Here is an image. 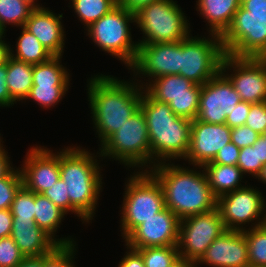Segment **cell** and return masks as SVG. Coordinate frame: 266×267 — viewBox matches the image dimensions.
<instances>
[{
    "label": "cell",
    "instance_id": "680465c9",
    "mask_svg": "<svg viewBox=\"0 0 266 267\" xmlns=\"http://www.w3.org/2000/svg\"><path fill=\"white\" fill-rule=\"evenodd\" d=\"M1 143H3V141H2V139H1V134H0V151L4 148V147H3V144H1Z\"/></svg>",
    "mask_w": 266,
    "mask_h": 267
},
{
    "label": "cell",
    "instance_id": "44dd1931",
    "mask_svg": "<svg viewBox=\"0 0 266 267\" xmlns=\"http://www.w3.org/2000/svg\"><path fill=\"white\" fill-rule=\"evenodd\" d=\"M11 238L25 257L47 255L59 245L34 219L13 217Z\"/></svg>",
    "mask_w": 266,
    "mask_h": 267
},
{
    "label": "cell",
    "instance_id": "db71d44e",
    "mask_svg": "<svg viewBox=\"0 0 266 267\" xmlns=\"http://www.w3.org/2000/svg\"><path fill=\"white\" fill-rule=\"evenodd\" d=\"M4 37L5 35L3 38H0V65L6 63L8 57L10 56V44L7 42L5 43Z\"/></svg>",
    "mask_w": 266,
    "mask_h": 267
},
{
    "label": "cell",
    "instance_id": "ee69618b",
    "mask_svg": "<svg viewBox=\"0 0 266 267\" xmlns=\"http://www.w3.org/2000/svg\"><path fill=\"white\" fill-rule=\"evenodd\" d=\"M250 106L251 103L240 101L231 111V114L227 115L225 124L230 128L245 125Z\"/></svg>",
    "mask_w": 266,
    "mask_h": 267
},
{
    "label": "cell",
    "instance_id": "4fadbf2b",
    "mask_svg": "<svg viewBox=\"0 0 266 267\" xmlns=\"http://www.w3.org/2000/svg\"><path fill=\"white\" fill-rule=\"evenodd\" d=\"M220 71L230 80L241 101L266 102V58L234 57L225 53Z\"/></svg>",
    "mask_w": 266,
    "mask_h": 267
},
{
    "label": "cell",
    "instance_id": "9c48e42d",
    "mask_svg": "<svg viewBox=\"0 0 266 267\" xmlns=\"http://www.w3.org/2000/svg\"><path fill=\"white\" fill-rule=\"evenodd\" d=\"M208 36L202 38V35L193 37L190 34L180 41V72L178 75L198 85L208 82L220 71L225 54L220 35L209 33Z\"/></svg>",
    "mask_w": 266,
    "mask_h": 267
},
{
    "label": "cell",
    "instance_id": "5bb4252c",
    "mask_svg": "<svg viewBox=\"0 0 266 267\" xmlns=\"http://www.w3.org/2000/svg\"><path fill=\"white\" fill-rule=\"evenodd\" d=\"M241 101L230 80L219 71L201 85L196 119L212 124H225L228 114Z\"/></svg>",
    "mask_w": 266,
    "mask_h": 267
},
{
    "label": "cell",
    "instance_id": "7402d4cb",
    "mask_svg": "<svg viewBox=\"0 0 266 267\" xmlns=\"http://www.w3.org/2000/svg\"><path fill=\"white\" fill-rule=\"evenodd\" d=\"M144 89L156 100L169 103L175 97L200 96L201 85L178 74L164 75L147 83Z\"/></svg>",
    "mask_w": 266,
    "mask_h": 267
},
{
    "label": "cell",
    "instance_id": "ba28073f",
    "mask_svg": "<svg viewBox=\"0 0 266 267\" xmlns=\"http://www.w3.org/2000/svg\"><path fill=\"white\" fill-rule=\"evenodd\" d=\"M176 1L159 0L135 13V25L143 33L138 44L174 43L182 41L191 33L185 13Z\"/></svg>",
    "mask_w": 266,
    "mask_h": 267
},
{
    "label": "cell",
    "instance_id": "ac0fdd59",
    "mask_svg": "<svg viewBox=\"0 0 266 267\" xmlns=\"http://www.w3.org/2000/svg\"><path fill=\"white\" fill-rule=\"evenodd\" d=\"M36 145L30 148L20 169L23 185L33 193L42 194L61 179L59 151Z\"/></svg>",
    "mask_w": 266,
    "mask_h": 267
},
{
    "label": "cell",
    "instance_id": "d4e9b609",
    "mask_svg": "<svg viewBox=\"0 0 266 267\" xmlns=\"http://www.w3.org/2000/svg\"><path fill=\"white\" fill-rule=\"evenodd\" d=\"M202 168L208 179L209 187L217 198L245 186L240 183L244 174L237 166L205 164Z\"/></svg>",
    "mask_w": 266,
    "mask_h": 267
},
{
    "label": "cell",
    "instance_id": "3957f363",
    "mask_svg": "<svg viewBox=\"0 0 266 267\" xmlns=\"http://www.w3.org/2000/svg\"><path fill=\"white\" fill-rule=\"evenodd\" d=\"M96 154L99 155L75 145L59 152L60 177L67 185L70 212L88 224L96 214V205L104 183L100 172L102 168L96 158H101V155L99 151Z\"/></svg>",
    "mask_w": 266,
    "mask_h": 267
},
{
    "label": "cell",
    "instance_id": "c3c4849f",
    "mask_svg": "<svg viewBox=\"0 0 266 267\" xmlns=\"http://www.w3.org/2000/svg\"><path fill=\"white\" fill-rule=\"evenodd\" d=\"M13 216L10 209L0 210V238L11 236Z\"/></svg>",
    "mask_w": 266,
    "mask_h": 267
},
{
    "label": "cell",
    "instance_id": "7dc6e473",
    "mask_svg": "<svg viewBox=\"0 0 266 267\" xmlns=\"http://www.w3.org/2000/svg\"><path fill=\"white\" fill-rule=\"evenodd\" d=\"M128 251L121 259L118 267H145L141 254L133 248L126 247Z\"/></svg>",
    "mask_w": 266,
    "mask_h": 267
},
{
    "label": "cell",
    "instance_id": "1f68e13d",
    "mask_svg": "<svg viewBox=\"0 0 266 267\" xmlns=\"http://www.w3.org/2000/svg\"><path fill=\"white\" fill-rule=\"evenodd\" d=\"M69 85H33L27 99L35 101L42 108L55 107L65 97Z\"/></svg>",
    "mask_w": 266,
    "mask_h": 267
},
{
    "label": "cell",
    "instance_id": "f35d334b",
    "mask_svg": "<svg viewBox=\"0 0 266 267\" xmlns=\"http://www.w3.org/2000/svg\"><path fill=\"white\" fill-rule=\"evenodd\" d=\"M24 258L11 236L0 238V267H16Z\"/></svg>",
    "mask_w": 266,
    "mask_h": 267
},
{
    "label": "cell",
    "instance_id": "9f6ffc18",
    "mask_svg": "<svg viewBox=\"0 0 266 267\" xmlns=\"http://www.w3.org/2000/svg\"><path fill=\"white\" fill-rule=\"evenodd\" d=\"M258 180H260L262 183L266 184V164L263 165L261 172L257 176Z\"/></svg>",
    "mask_w": 266,
    "mask_h": 267
},
{
    "label": "cell",
    "instance_id": "8992f818",
    "mask_svg": "<svg viewBox=\"0 0 266 267\" xmlns=\"http://www.w3.org/2000/svg\"><path fill=\"white\" fill-rule=\"evenodd\" d=\"M99 153L102 160L105 157L113 158L124 167H138V171L150 169V139L141 108L100 145Z\"/></svg>",
    "mask_w": 266,
    "mask_h": 267
},
{
    "label": "cell",
    "instance_id": "52a82bcc",
    "mask_svg": "<svg viewBox=\"0 0 266 267\" xmlns=\"http://www.w3.org/2000/svg\"><path fill=\"white\" fill-rule=\"evenodd\" d=\"M129 23H135V14L117 4L106 15L87 29V36L99 49L123 62L128 69L134 64L139 44L131 37Z\"/></svg>",
    "mask_w": 266,
    "mask_h": 267
},
{
    "label": "cell",
    "instance_id": "bcb514c9",
    "mask_svg": "<svg viewBox=\"0 0 266 267\" xmlns=\"http://www.w3.org/2000/svg\"><path fill=\"white\" fill-rule=\"evenodd\" d=\"M240 6L252 17L266 18V0H241Z\"/></svg>",
    "mask_w": 266,
    "mask_h": 267
},
{
    "label": "cell",
    "instance_id": "484cf974",
    "mask_svg": "<svg viewBox=\"0 0 266 267\" xmlns=\"http://www.w3.org/2000/svg\"><path fill=\"white\" fill-rule=\"evenodd\" d=\"M32 74V64L16 60L11 56L8 57L6 84L10 97L16 103L20 100H26L28 97L31 87L33 86Z\"/></svg>",
    "mask_w": 266,
    "mask_h": 267
},
{
    "label": "cell",
    "instance_id": "83f0119b",
    "mask_svg": "<svg viewBox=\"0 0 266 267\" xmlns=\"http://www.w3.org/2000/svg\"><path fill=\"white\" fill-rule=\"evenodd\" d=\"M61 59L62 56H53L47 62L33 65V85H70V74Z\"/></svg>",
    "mask_w": 266,
    "mask_h": 267
},
{
    "label": "cell",
    "instance_id": "603a6c76",
    "mask_svg": "<svg viewBox=\"0 0 266 267\" xmlns=\"http://www.w3.org/2000/svg\"><path fill=\"white\" fill-rule=\"evenodd\" d=\"M199 15L206 19L209 33L222 35L230 26L241 0H197Z\"/></svg>",
    "mask_w": 266,
    "mask_h": 267
},
{
    "label": "cell",
    "instance_id": "91938a15",
    "mask_svg": "<svg viewBox=\"0 0 266 267\" xmlns=\"http://www.w3.org/2000/svg\"><path fill=\"white\" fill-rule=\"evenodd\" d=\"M4 31L0 28V38H3V35H5Z\"/></svg>",
    "mask_w": 266,
    "mask_h": 267
},
{
    "label": "cell",
    "instance_id": "d590c367",
    "mask_svg": "<svg viewBox=\"0 0 266 267\" xmlns=\"http://www.w3.org/2000/svg\"><path fill=\"white\" fill-rule=\"evenodd\" d=\"M76 243L58 245L52 252L42 255V267H75Z\"/></svg>",
    "mask_w": 266,
    "mask_h": 267
},
{
    "label": "cell",
    "instance_id": "8fae6325",
    "mask_svg": "<svg viewBox=\"0 0 266 267\" xmlns=\"http://www.w3.org/2000/svg\"><path fill=\"white\" fill-rule=\"evenodd\" d=\"M265 199L262 192L250 185L218 197L217 209L226 230L244 231L250 222L251 229L266 224Z\"/></svg>",
    "mask_w": 266,
    "mask_h": 267
},
{
    "label": "cell",
    "instance_id": "f546056e",
    "mask_svg": "<svg viewBox=\"0 0 266 267\" xmlns=\"http://www.w3.org/2000/svg\"><path fill=\"white\" fill-rule=\"evenodd\" d=\"M250 267H266V224L243 231Z\"/></svg>",
    "mask_w": 266,
    "mask_h": 267
},
{
    "label": "cell",
    "instance_id": "cb8c5ba5",
    "mask_svg": "<svg viewBox=\"0 0 266 267\" xmlns=\"http://www.w3.org/2000/svg\"><path fill=\"white\" fill-rule=\"evenodd\" d=\"M66 213L58 208L43 194L35 193V214L34 221L36 224L49 234L59 245H68L76 243L73 238L63 237L55 238L57 229L65 218ZM59 227V228H58Z\"/></svg>",
    "mask_w": 266,
    "mask_h": 267
},
{
    "label": "cell",
    "instance_id": "f907efd6",
    "mask_svg": "<svg viewBox=\"0 0 266 267\" xmlns=\"http://www.w3.org/2000/svg\"><path fill=\"white\" fill-rule=\"evenodd\" d=\"M5 149L0 151V178L6 177L14 169Z\"/></svg>",
    "mask_w": 266,
    "mask_h": 267
},
{
    "label": "cell",
    "instance_id": "7c38bea8",
    "mask_svg": "<svg viewBox=\"0 0 266 267\" xmlns=\"http://www.w3.org/2000/svg\"><path fill=\"white\" fill-rule=\"evenodd\" d=\"M226 231L217 208L180 220L179 257L198 262L210 244Z\"/></svg>",
    "mask_w": 266,
    "mask_h": 267
},
{
    "label": "cell",
    "instance_id": "60d3db41",
    "mask_svg": "<svg viewBox=\"0 0 266 267\" xmlns=\"http://www.w3.org/2000/svg\"><path fill=\"white\" fill-rule=\"evenodd\" d=\"M66 186L65 182L60 179L42 194L68 214L70 212V199L67 195Z\"/></svg>",
    "mask_w": 266,
    "mask_h": 267
},
{
    "label": "cell",
    "instance_id": "4316f807",
    "mask_svg": "<svg viewBox=\"0 0 266 267\" xmlns=\"http://www.w3.org/2000/svg\"><path fill=\"white\" fill-rule=\"evenodd\" d=\"M21 35L18 37L15 49L10 47V56L16 60L36 65L47 62L54 55L44 47L36 36L22 27Z\"/></svg>",
    "mask_w": 266,
    "mask_h": 267
},
{
    "label": "cell",
    "instance_id": "d6986e66",
    "mask_svg": "<svg viewBox=\"0 0 266 267\" xmlns=\"http://www.w3.org/2000/svg\"><path fill=\"white\" fill-rule=\"evenodd\" d=\"M196 264H206L211 267H250L243 231L223 232L210 244Z\"/></svg>",
    "mask_w": 266,
    "mask_h": 267
},
{
    "label": "cell",
    "instance_id": "e0dca14e",
    "mask_svg": "<svg viewBox=\"0 0 266 267\" xmlns=\"http://www.w3.org/2000/svg\"><path fill=\"white\" fill-rule=\"evenodd\" d=\"M231 142V128L226 124H212L192 120L190 145L185 157L189 164L203 167L212 162L218 151Z\"/></svg>",
    "mask_w": 266,
    "mask_h": 267
},
{
    "label": "cell",
    "instance_id": "9a60e30c",
    "mask_svg": "<svg viewBox=\"0 0 266 267\" xmlns=\"http://www.w3.org/2000/svg\"><path fill=\"white\" fill-rule=\"evenodd\" d=\"M134 73L135 80L137 75L149 77L148 82L138 84L144 88L149 80L160 76L179 74L180 72V41L174 43H153L139 44L138 54L134 64L129 68ZM145 83V84H144ZM144 84V85H143Z\"/></svg>",
    "mask_w": 266,
    "mask_h": 267
},
{
    "label": "cell",
    "instance_id": "681fc988",
    "mask_svg": "<svg viewBox=\"0 0 266 267\" xmlns=\"http://www.w3.org/2000/svg\"><path fill=\"white\" fill-rule=\"evenodd\" d=\"M159 0H118V4L131 13L138 12L141 8Z\"/></svg>",
    "mask_w": 266,
    "mask_h": 267
},
{
    "label": "cell",
    "instance_id": "ab89813d",
    "mask_svg": "<svg viewBox=\"0 0 266 267\" xmlns=\"http://www.w3.org/2000/svg\"><path fill=\"white\" fill-rule=\"evenodd\" d=\"M247 127L263 135L266 131V102L253 103L245 122Z\"/></svg>",
    "mask_w": 266,
    "mask_h": 267
},
{
    "label": "cell",
    "instance_id": "4dcf8cb0",
    "mask_svg": "<svg viewBox=\"0 0 266 267\" xmlns=\"http://www.w3.org/2000/svg\"><path fill=\"white\" fill-rule=\"evenodd\" d=\"M34 9L22 0H0V28L6 31V25L22 28Z\"/></svg>",
    "mask_w": 266,
    "mask_h": 267
},
{
    "label": "cell",
    "instance_id": "ffe728a7",
    "mask_svg": "<svg viewBox=\"0 0 266 267\" xmlns=\"http://www.w3.org/2000/svg\"><path fill=\"white\" fill-rule=\"evenodd\" d=\"M63 14H56L48 8L34 9L24 28L37 37L41 44L54 56H62L65 45V31L60 20Z\"/></svg>",
    "mask_w": 266,
    "mask_h": 267
},
{
    "label": "cell",
    "instance_id": "2e32d148",
    "mask_svg": "<svg viewBox=\"0 0 266 267\" xmlns=\"http://www.w3.org/2000/svg\"><path fill=\"white\" fill-rule=\"evenodd\" d=\"M180 219L169 209L153 215L137 226L124 240L130 248L177 246Z\"/></svg>",
    "mask_w": 266,
    "mask_h": 267
},
{
    "label": "cell",
    "instance_id": "11a10c76",
    "mask_svg": "<svg viewBox=\"0 0 266 267\" xmlns=\"http://www.w3.org/2000/svg\"><path fill=\"white\" fill-rule=\"evenodd\" d=\"M169 267H199L196 262L178 257Z\"/></svg>",
    "mask_w": 266,
    "mask_h": 267
},
{
    "label": "cell",
    "instance_id": "5b68a950",
    "mask_svg": "<svg viewBox=\"0 0 266 267\" xmlns=\"http://www.w3.org/2000/svg\"><path fill=\"white\" fill-rule=\"evenodd\" d=\"M126 183L120 207V231L123 239L144 220L166 208L162 187L149 171L134 172Z\"/></svg>",
    "mask_w": 266,
    "mask_h": 267
},
{
    "label": "cell",
    "instance_id": "816d5d0a",
    "mask_svg": "<svg viewBox=\"0 0 266 267\" xmlns=\"http://www.w3.org/2000/svg\"><path fill=\"white\" fill-rule=\"evenodd\" d=\"M16 267H42V256L25 257Z\"/></svg>",
    "mask_w": 266,
    "mask_h": 267
},
{
    "label": "cell",
    "instance_id": "b9f144b4",
    "mask_svg": "<svg viewBox=\"0 0 266 267\" xmlns=\"http://www.w3.org/2000/svg\"><path fill=\"white\" fill-rule=\"evenodd\" d=\"M259 136V133L246 125L231 128V142L240 149L253 146Z\"/></svg>",
    "mask_w": 266,
    "mask_h": 267
},
{
    "label": "cell",
    "instance_id": "7bdbcfd3",
    "mask_svg": "<svg viewBox=\"0 0 266 267\" xmlns=\"http://www.w3.org/2000/svg\"><path fill=\"white\" fill-rule=\"evenodd\" d=\"M240 148H238L234 143L229 142L227 145L223 146L212 162L207 164H222V165H233L237 166L239 159Z\"/></svg>",
    "mask_w": 266,
    "mask_h": 267
},
{
    "label": "cell",
    "instance_id": "7a4b0ae2",
    "mask_svg": "<svg viewBox=\"0 0 266 267\" xmlns=\"http://www.w3.org/2000/svg\"><path fill=\"white\" fill-rule=\"evenodd\" d=\"M194 167L188 169L167 162L148 170L162 187L165 207L180 220L217 208V197L209 187L204 169L198 166L196 171Z\"/></svg>",
    "mask_w": 266,
    "mask_h": 267
},
{
    "label": "cell",
    "instance_id": "e575fe53",
    "mask_svg": "<svg viewBox=\"0 0 266 267\" xmlns=\"http://www.w3.org/2000/svg\"><path fill=\"white\" fill-rule=\"evenodd\" d=\"M23 185L19 168L14 169L3 178H0V210L10 209L18 189Z\"/></svg>",
    "mask_w": 266,
    "mask_h": 267
},
{
    "label": "cell",
    "instance_id": "30bf717a",
    "mask_svg": "<svg viewBox=\"0 0 266 267\" xmlns=\"http://www.w3.org/2000/svg\"><path fill=\"white\" fill-rule=\"evenodd\" d=\"M220 39L226 54L266 58V18L252 17L240 6Z\"/></svg>",
    "mask_w": 266,
    "mask_h": 267
},
{
    "label": "cell",
    "instance_id": "277c9868",
    "mask_svg": "<svg viewBox=\"0 0 266 267\" xmlns=\"http://www.w3.org/2000/svg\"><path fill=\"white\" fill-rule=\"evenodd\" d=\"M140 108L150 139V169L174 159L184 160L190 145L192 120L175 115L167 103L154 99L144 88Z\"/></svg>",
    "mask_w": 266,
    "mask_h": 267
},
{
    "label": "cell",
    "instance_id": "6f0895ef",
    "mask_svg": "<svg viewBox=\"0 0 266 267\" xmlns=\"http://www.w3.org/2000/svg\"><path fill=\"white\" fill-rule=\"evenodd\" d=\"M23 2L27 3L28 5H30L33 9H41V8H44L41 4L39 3H36V1L38 2V0H22Z\"/></svg>",
    "mask_w": 266,
    "mask_h": 267
},
{
    "label": "cell",
    "instance_id": "74e56055",
    "mask_svg": "<svg viewBox=\"0 0 266 267\" xmlns=\"http://www.w3.org/2000/svg\"><path fill=\"white\" fill-rule=\"evenodd\" d=\"M200 96H181L173 98L169 103L172 112L189 120L197 117Z\"/></svg>",
    "mask_w": 266,
    "mask_h": 267
},
{
    "label": "cell",
    "instance_id": "f6af8a7d",
    "mask_svg": "<svg viewBox=\"0 0 266 267\" xmlns=\"http://www.w3.org/2000/svg\"><path fill=\"white\" fill-rule=\"evenodd\" d=\"M7 61L0 65V107H12L16 102L10 97L6 84Z\"/></svg>",
    "mask_w": 266,
    "mask_h": 267
},
{
    "label": "cell",
    "instance_id": "836d02e7",
    "mask_svg": "<svg viewBox=\"0 0 266 267\" xmlns=\"http://www.w3.org/2000/svg\"><path fill=\"white\" fill-rule=\"evenodd\" d=\"M10 211L13 217H19V219H34L35 193L22 185L15 194Z\"/></svg>",
    "mask_w": 266,
    "mask_h": 267
},
{
    "label": "cell",
    "instance_id": "8d00e7d4",
    "mask_svg": "<svg viewBox=\"0 0 266 267\" xmlns=\"http://www.w3.org/2000/svg\"><path fill=\"white\" fill-rule=\"evenodd\" d=\"M237 167L243 174H250L251 177L257 178L263 167V164L259 162L258 139L253 146L240 149Z\"/></svg>",
    "mask_w": 266,
    "mask_h": 267
},
{
    "label": "cell",
    "instance_id": "f5cc1de1",
    "mask_svg": "<svg viewBox=\"0 0 266 267\" xmlns=\"http://www.w3.org/2000/svg\"><path fill=\"white\" fill-rule=\"evenodd\" d=\"M258 154L259 162L266 164V136L260 135L258 137Z\"/></svg>",
    "mask_w": 266,
    "mask_h": 267
},
{
    "label": "cell",
    "instance_id": "d6a6232c",
    "mask_svg": "<svg viewBox=\"0 0 266 267\" xmlns=\"http://www.w3.org/2000/svg\"><path fill=\"white\" fill-rule=\"evenodd\" d=\"M133 249L141 254L145 267H169L179 257L177 246Z\"/></svg>",
    "mask_w": 266,
    "mask_h": 267
},
{
    "label": "cell",
    "instance_id": "6da1fadb",
    "mask_svg": "<svg viewBox=\"0 0 266 267\" xmlns=\"http://www.w3.org/2000/svg\"><path fill=\"white\" fill-rule=\"evenodd\" d=\"M93 129L102 145L137 110L143 88L136 82L118 80L111 75H94L87 82Z\"/></svg>",
    "mask_w": 266,
    "mask_h": 267
},
{
    "label": "cell",
    "instance_id": "f1b7e54d",
    "mask_svg": "<svg viewBox=\"0 0 266 267\" xmlns=\"http://www.w3.org/2000/svg\"><path fill=\"white\" fill-rule=\"evenodd\" d=\"M70 2L73 11L81 23L85 24L86 29L118 4V0H71Z\"/></svg>",
    "mask_w": 266,
    "mask_h": 267
}]
</instances>
